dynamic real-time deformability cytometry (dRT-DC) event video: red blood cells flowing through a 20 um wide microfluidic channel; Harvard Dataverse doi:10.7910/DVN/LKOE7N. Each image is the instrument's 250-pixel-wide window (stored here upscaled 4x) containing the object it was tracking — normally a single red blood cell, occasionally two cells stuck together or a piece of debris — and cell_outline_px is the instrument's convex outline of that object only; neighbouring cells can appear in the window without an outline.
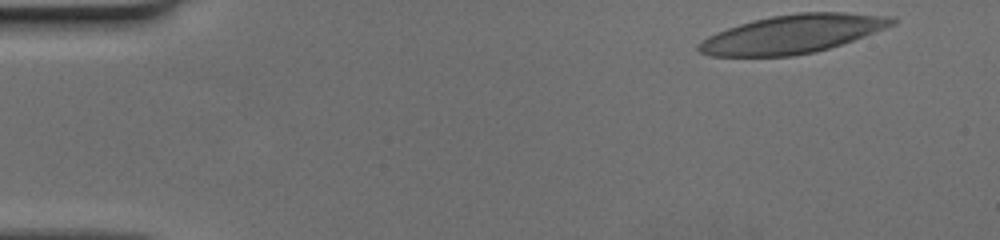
{"species": "human", "species_latin": "Homo sapiens", "temperature_condition": "cold", "stored_images_in_passage": 47, "camera_frame_rate_fps": 3000, "um_per_image_px": 0.085, "donor": {"sex": "female"}, "frame": {"image": 1, "passage_image": 1, "time_ms": 0.0, "image_size_px": [1000, 240], "cell_outline_px": [[896, 24], [852, 40], [816, 52], [792, 56], [708, 56], [700, 52], [696, 48], [696, 44], [708, 36], [716, 32], [752, 20], [772, 16], [800, 12], [844, 12], [896, 16]], "centroid_in_image_um": [67.36, 2.89], "position_along_channel_um": 17.6, "area_um2": 43.35}}
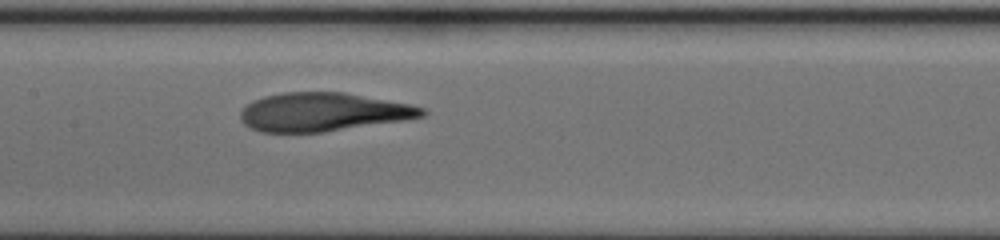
{"frame": {"image": 2, "passage_image": 22, "time_ms": 7.0, "image_size_px": [1000, 240], "cell_outline_px": [[428, 112], [424, 116], [404, 120], [324, 132], [260, 132], [244, 124], [240, 120], [240, 112], [252, 100], [264, 96], [284, 92], [344, 92], [412, 104], [424, 108]], "centroid_in_image_um": [27.47, 9.52], "position_along_channel_um": 179.9, "area_um2": 40.86}}
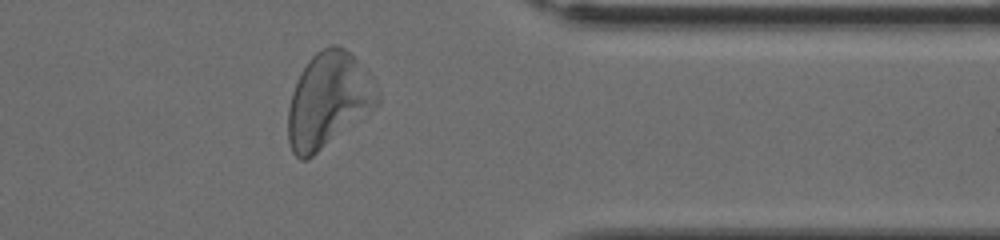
{"frame": {"image": 3, "passage_image": 38, "time_ms": 12.333, "image_size_px": [1000, 240], "cell_outline_px": [[380, 104], [308, 160], [300, 160], [292, 152], [288, 140], [288, 108], [292, 92], [296, 80], [300, 72], [308, 60], [316, 52], [332, 44], [336, 44], [344, 48], [356, 60], [380, 96]], "centroid_in_image_um": [27.85, 8.55], "position_along_channel_um": 383.5, "area_um2": 48.84}}